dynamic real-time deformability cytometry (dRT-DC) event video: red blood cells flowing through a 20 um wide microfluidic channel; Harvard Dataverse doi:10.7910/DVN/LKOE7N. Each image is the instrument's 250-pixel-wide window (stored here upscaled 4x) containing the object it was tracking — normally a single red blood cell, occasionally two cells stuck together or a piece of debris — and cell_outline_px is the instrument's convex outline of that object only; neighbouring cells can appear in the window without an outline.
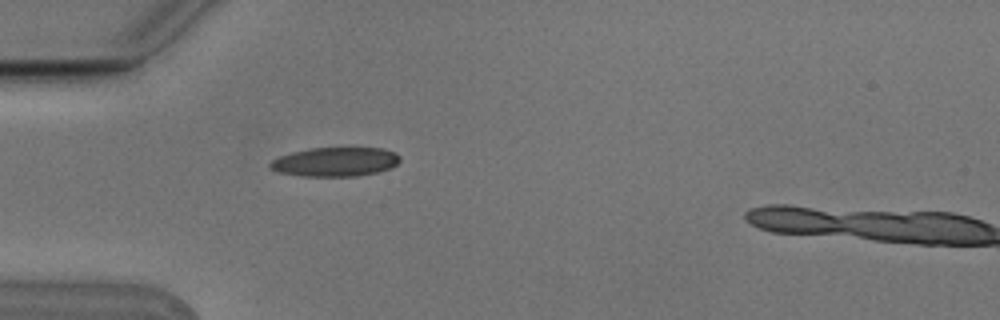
{"species": "Egyptian fruit bat (a non-hibernating species)", "species_latin": "Rousettus aegyptiacus", "temperature_condition": "cold", "stored_images_in_passage": 4, "camera_frame_rate_fps": 3000, "um_per_image_px": 0.085, "animal": {"sex": "male"}, "frame": {"image": 1, "passage_image": 3, "time_ms": 0.667, "image_size_px": [1000, 320], "cell_outline_px": [[400, 160], [396, 164], [388, 168], [376, 172], [356, 176], [304, 176], [280, 172], [272, 168], [268, 164], [272, 160], [280, 156], [292, 152], [312, 148], [384, 148], [396, 152], [400, 156]], "centroid_in_image_um": [28.52, 13.74], "position_along_channel_um": 56.5, "area_um2": 21.79}}